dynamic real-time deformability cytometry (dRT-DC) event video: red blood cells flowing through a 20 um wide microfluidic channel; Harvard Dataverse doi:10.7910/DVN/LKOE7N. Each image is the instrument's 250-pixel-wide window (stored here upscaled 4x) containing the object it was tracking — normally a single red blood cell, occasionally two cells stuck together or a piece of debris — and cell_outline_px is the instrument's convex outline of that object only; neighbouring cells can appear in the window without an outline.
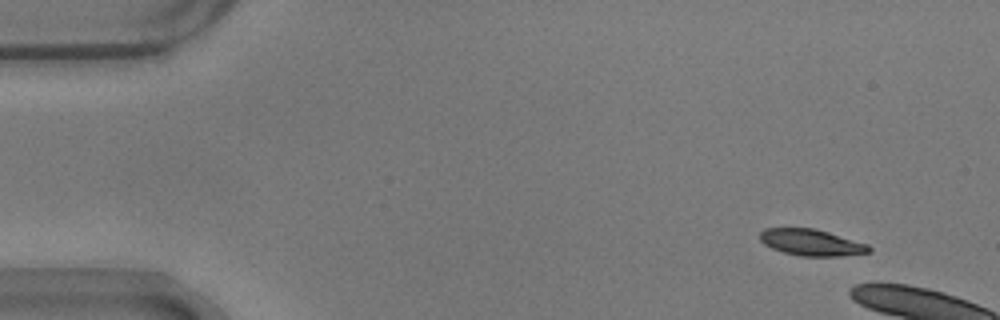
{"species": "common noctule bat (a hibernating species)", "species_latin": "Nyctalus noctula", "temperature_condition": "warm", "stored_images_in_passage": 5, "camera_frame_rate_fps": 3000, "um_per_image_px": 0.085, "animal": {"sex": "male", "body_mass_g": 17.9}, "frame": {"image": 1, "passage_image": 1, "time_ms": 0.0, "image_size_px": [1000, 320], "cell_outline_px": [[872, 252], [840, 256], [800, 256], [784, 252], [772, 248], [764, 244], [760, 240], [760, 232], [764, 228], [812, 228], [828, 232], [868, 244], [872, 248]], "centroid_in_image_um": [68.98, 20.61], "position_along_channel_um": 16.0, "area_um2": 16.76}}